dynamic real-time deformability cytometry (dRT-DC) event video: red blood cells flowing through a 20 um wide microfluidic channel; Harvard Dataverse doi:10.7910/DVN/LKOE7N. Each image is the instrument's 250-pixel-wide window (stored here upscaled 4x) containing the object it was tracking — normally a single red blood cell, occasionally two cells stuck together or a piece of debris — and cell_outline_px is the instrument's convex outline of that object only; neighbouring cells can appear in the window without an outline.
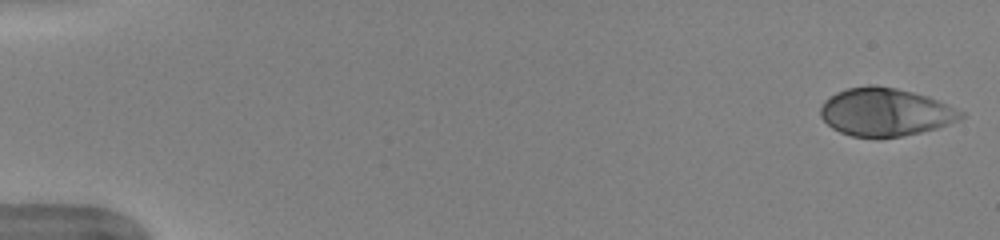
{"species": "human", "species_latin": "Homo sapiens", "temperature_condition": "warm", "stored_images_in_passage": 50, "camera_frame_rate_fps": 3000, "um_per_image_px": 0.085, "donor": {"sex": "female"}, "frame": {"image": 1, "passage_image": 1, "time_ms": 0.0, "image_size_px": [1000, 240], "cell_outline_px": [[964, 116], [960, 120], [936, 128], [904, 136], [852, 136], [840, 132], [832, 128], [820, 116], [820, 108], [824, 100], [836, 92], [848, 88], [868, 84], [876, 84], [896, 88], [928, 96], [964, 112]], "centroid_in_image_um": [75.23, 9.5], "position_along_channel_um": 9.8, "area_um2": 39.07}}
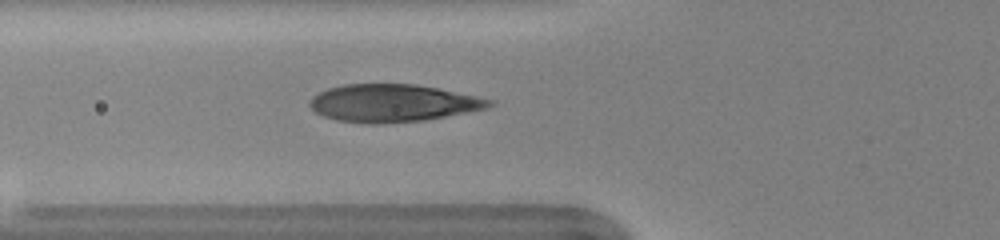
{"frame": {"image": 2, "passage_image": 19, "time_ms": 6.0, "image_size_px": [1000, 240], "cell_outline_px": [[496, 104], [488, 108], [424, 120], [380, 124], [368, 124], [336, 120], [324, 116], [316, 112], [308, 104], [308, 100], [312, 96], [328, 88], [344, 84], [416, 84], [496, 100]], "centroid_in_image_um": [33.38, 8.76], "position_along_channel_um": 92.4, "area_um2": 39.36}}
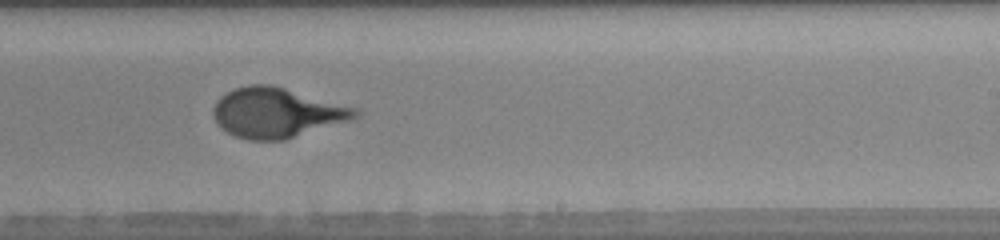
{"frame": {"image": 3, "passage_image": 32, "time_ms": 10.333, "image_size_px": [1000, 240], "cell_outline_px": [[360, 112], [356, 116], [348, 120], [284, 140], [248, 140], [236, 136], [220, 128], [212, 112], [212, 108], [216, 100], [220, 96], [236, 88], [248, 84], [272, 84], [356, 108]], "centroid_in_image_um": [23.46, 9.57], "position_along_channel_um": 265.5, "area_um2": 40.86}, "authors_computed_cell_mechanics": {"area_um2": 39.2462, "velocity_mm_per_s": 3.9744, "shape_relaxation_time_tau1_ms": 3.8819, "shape_relaxation_time_tau2_ms": null, "deformation_change_tau1": 0.2186, "deformation_change_tau2": null}}